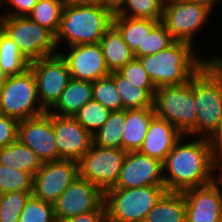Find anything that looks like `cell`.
Segmentation results:
<instances>
[{
    "mask_svg": "<svg viewBox=\"0 0 222 222\" xmlns=\"http://www.w3.org/2000/svg\"><path fill=\"white\" fill-rule=\"evenodd\" d=\"M182 135L163 162V179L166 191L183 192L189 188L211 183L216 168L211 158L208 138L183 142Z\"/></svg>",
    "mask_w": 222,
    "mask_h": 222,
    "instance_id": "cell-1",
    "label": "cell"
},
{
    "mask_svg": "<svg viewBox=\"0 0 222 222\" xmlns=\"http://www.w3.org/2000/svg\"><path fill=\"white\" fill-rule=\"evenodd\" d=\"M114 7L66 1L55 34L57 48L64 41L67 46L100 43L104 33L112 26Z\"/></svg>",
    "mask_w": 222,
    "mask_h": 222,
    "instance_id": "cell-2",
    "label": "cell"
},
{
    "mask_svg": "<svg viewBox=\"0 0 222 222\" xmlns=\"http://www.w3.org/2000/svg\"><path fill=\"white\" fill-rule=\"evenodd\" d=\"M192 44L175 41L167 49L138 58L156 88L182 85L207 63L193 52Z\"/></svg>",
    "mask_w": 222,
    "mask_h": 222,
    "instance_id": "cell-3",
    "label": "cell"
},
{
    "mask_svg": "<svg viewBox=\"0 0 222 222\" xmlns=\"http://www.w3.org/2000/svg\"><path fill=\"white\" fill-rule=\"evenodd\" d=\"M155 115L170 122L182 135L196 137V102L193 77L185 84L156 88Z\"/></svg>",
    "mask_w": 222,
    "mask_h": 222,
    "instance_id": "cell-4",
    "label": "cell"
},
{
    "mask_svg": "<svg viewBox=\"0 0 222 222\" xmlns=\"http://www.w3.org/2000/svg\"><path fill=\"white\" fill-rule=\"evenodd\" d=\"M196 135L209 138L222 123V78L206 63L193 76Z\"/></svg>",
    "mask_w": 222,
    "mask_h": 222,
    "instance_id": "cell-5",
    "label": "cell"
},
{
    "mask_svg": "<svg viewBox=\"0 0 222 222\" xmlns=\"http://www.w3.org/2000/svg\"><path fill=\"white\" fill-rule=\"evenodd\" d=\"M165 186L110 188L104 192L107 222H144Z\"/></svg>",
    "mask_w": 222,
    "mask_h": 222,
    "instance_id": "cell-6",
    "label": "cell"
},
{
    "mask_svg": "<svg viewBox=\"0 0 222 222\" xmlns=\"http://www.w3.org/2000/svg\"><path fill=\"white\" fill-rule=\"evenodd\" d=\"M0 29L29 62L58 53L55 35L28 16H0Z\"/></svg>",
    "mask_w": 222,
    "mask_h": 222,
    "instance_id": "cell-7",
    "label": "cell"
},
{
    "mask_svg": "<svg viewBox=\"0 0 222 222\" xmlns=\"http://www.w3.org/2000/svg\"><path fill=\"white\" fill-rule=\"evenodd\" d=\"M0 112L18 121L46 112L39 101L36 79L30 68L9 76L0 88Z\"/></svg>",
    "mask_w": 222,
    "mask_h": 222,
    "instance_id": "cell-8",
    "label": "cell"
},
{
    "mask_svg": "<svg viewBox=\"0 0 222 222\" xmlns=\"http://www.w3.org/2000/svg\"><path fill=\"white\" fill-rule=\"evenodd\" d=\"M126 154L123 149L92 144L78 161L79 176L105 192L116 185Z\"/></svg>",
    "mask_w": 222,
    "mask_h": 222,
    "instance_id": "cell-9",
    "label": "cell"
},
{
    "mask_svg": "<svg viewBox=\"0 0 222 222\" xmlns=\"http://www.w3.org/2000/svg\"><path fill=\"white\" fill-rule=\"evenodd\" d=\"M210 12L209 8L189 1L164 0L161 22L175 41L194 45L193 37L207 23Z\"/></svg>",
    "mask_w": 222,
    "mask_h": 222,
    "instance_id": "cell-10",
    "label": "cell"
},
{
    "mask_svg": "<svg viewBox=\"0 0 222 222\" xmlns=\"http://www.w3.org/2000/svg\"><path fill=\"white\" fill-rule=\"evenodd\" d=\"M42 107L49 111L71 79L66 61L59 53L30 62Z\"/></svg>",
    "mask_w": 222,
    "mask_h": 222,
    "instance_id": "cell-11",
    "label": "cell"
},
{
    "mask_svg": "<svg viewBox=\"0 0 222 222\" xmlns=\"http://www.w3.org/2000/svg\"><path fill=\"white\" fill-rule=\"evenodd\" d=\"M53 205L56 222L95 210H106L104 192L80 176L60 194Z\"/></svg>",
    "mask_w": 222,
    "mask_h": 222,
    "instance_id": "cell-12",
    "label": "cell"
},
{
    "mask_svg": "<svg viewBox=\"0 0 222 222\" xmlns=\"http://www.w3.org/2000/svg\"><path fill=\"white\" fill-rule=\"evenodd\" d=\"M78 176L77 161L60 159L45 162L34 175L32 194L44 202L54 204Z\"/></svg>",
    "mask_w": 222,
    "mask_h": 222,
    "instance_id": "cell-13",
    "label": "cell"
},
{
    "mask_svg": "<svg viewBox=\"0 0 222 222\" xmlns=\"http://www.w3.org/2000/svg\"><path fill=\"white\" fill-rule=\"evenodd\" d=\"M17 139L33 150L43 163L58 160L53 114L48 111L19 121Z\"/></svg>",
    "mask_w": 222,
    "mask_h": 222,
    "instance_id": "cell-14",
    "label": "cell"
},
{
    "mask_svg": "<svg viewBox=\"0 0 222 222\" xmlns=\"http://www.w3.org/2000/svg\"><path fill=\"white\" fill-rule=\"evenodd\" d=\"M165 186L163 162L139 151L127 152L120 175L113 188Z\"/></svg>",
    "mask_w": 222,
    "mask_h": 222,
    "instance_id": "cell-15",
    "label": "cell"
},
{
    "mask_svg": "<svg viewBox=\"0 0 222 222\" xmlns=\"http://www.w3.org/2000/svg\"><path fill=\"white\" fill-rule=\"evenodd\" d=\"M57 50L66 61L73 79L94 82L111 74L100 43L69 45L68 53Z\"/></svg>",
    "mask_w": 222,
    "mask_h": 222,
    "instance_id": "cell-16",
    "label": "cell"
},
{
    "mask_svg": "<svg viewBox=\"0 0 222 222\" xmlns=\"http://www.w3.org/2000/svg\"><path fill=\"white\" fill-rule=\"evenodd\" d=\"M216 178L209 184L183 191L186 203L185 222H220L222 190Z\"/></svg>",
    "mask_w": 222,
    "mask_h": 222,
    "instance_id": "cell-17",
    "label": "cell"
},
{
    "mask_svg": "<svg viewBox=\"0 0 222 222\" xmlns=\"http://www.w3.org/2000/svg\"><path fill=\"white\" fill-rule=\"evenodd\" d=\"M58 160L79 161L93 144L92 135L74 118L53 114Z\"/></svg>",
    "mask_w": 222,
    "mask_h": 222,
    "instance_id": "cell-18",
    "label": "cell"
},
{
    "mask_svg": "<svg viewBox=\"0 0 222 222\" xmlns=\"http://www.w3.org/2000/svg\"><path fill=\"white\" fill-rule=\"evenodd\" d=\"M182 134L165 119L152 118L139 152L164 162Z\"/></svg>",
    "mask_w": 222,
    "mask_h": 222,
    "instance_id": "cell-19",
    "label": "cell"
},
{
    "mask_svg": "<svg viewBox=\"0 0 222 222\" xmlns=\"http://www.w3.org/2000/svg\"><path fill=\"white\" fill-rule=\"evenodd\" d=\"M154 116V108L125 110V125L122 134V149L124 151H139Z\"/></svg>",
    "mask_w": 222,
    "mask_h": 222,
    "instance_id": "cell-20",
    "label": "cell"
},
{
    "mask_svg": "<svg viewBox=\"0 0 222 222\" xmlns=\"http://www.w3.org/2000/svg\"><path fill=\"white\" fill-rule=\"evenodd\" d=\"M122 101V110L154 108V84H133L118 71L111 72Z\"/></svg>",
    "mask_w": 222,
    "mask_h": 222,
    "instance_id": "cell-21",
    "label": "cell"
},
{
    "mask_svg": "<svg viewBox=\"0 0 222 222\" xmlns=\"http://www.w3.org/2000/svg\"><path fill=\"white\" fill-rule=\"evenodd\" d=\"M92 99V82L71 78L59 100L48 112L59 116H74Z\"/></svg>",
    "mask_w": 222,
    "mask_h": 222,
    "instance_id": "cell-22",
    "label": "cell"
},
{
    "mask_svg": "<svg viewBox=\"0 0 222 222\" xmlns=\"http://www.w3.org/2000/svg\"><path fill=\"white\" fill-rule=\"evenodd\" d=\"M103 56L110 72L118 71L135 58L134 52L112 25L100 40Z\"/></svg>",
    "mask_w": 222,
    "mask_h": 222,
    "instance_id": "cell-23",
    "label": "cell"
},
{
    "mask_svg": "<svg viewBox=\"0 0 222 222\" xmlns=\"http://www.w3.org/2000/svg\"><path fill=\"white\" fill-rule=\"evenodd\" d=\"M186 203L182 192L165 191L144 222H185Z\"/></svg>",
    "mask_w": 222,
    "mask_h": 222,
    "instance_id": "cell-24",
    "label": "cell"
},
{
    "mask_svg": "<svg viewBox=\"0 0 222 222\" xmlns=\"http://www.w3.org/2000/svg\"><path fill=\"white\" fill-rule=\"evenodd\" d=\"M0 164L25 171L34 177L44 163L33 150L17 139L0 148Z\"/></svg>",
    "mask_w": 222,
    "mask_h": 222,
    "instance_id": "cell-25",
    "label": "cell"
},
{
    "mask_svg": "<svg viewBox=\"0 0 222 222\" xmlns=\"http://www.w3.org/2000/svg\"><path fill=\"white\" fill-rule=\"evenodd\" d=\"M159 23L152 19L113 16L112 25L120 32L123 40L135 53L144 49V40L150 31Z\"/></svg>",
    "mask_w": 222,
    "mask_h": 222,
    "instance_id": "cell-26",
    "label": "cell"
},
{
    "mask_svg": "<svg viewBox=\"0 0 222 222\" xmlns=\"http://www.w3.org/2000/svg\"><path fill=\"white\" fill-rule=\"evenodd\" d=\"M164 0H116L114 16L162 21Z\"/></svg>",
    "mask_w": 222,
    "mask_h": 222,
    "instance_id": "cell-27",
    "label": "cell"
},
{
    "mask_svg": "<svg viewBox=\"0 0 222 222\" xmlns=\"http://www.w3.org/2000/svg\"><path fill=\"white\" fill-rule=\"evenodd\" d=\"M125 110L111 111L102 127L92 135L93 144L105 148L122 149Z\"/></svg>",
    "mask_w": 222,
    "mask_h": 222,
    "instance_id": "cell-28",
    "label": "cell"
},
{
    "mask_svg": "<svg viewBox=\"0 0 222 222\" xmlns=\"http://www.w3.org/2000/svg\"><path fill=\"white\" fill-rule=\"evenodd\" d=\"M29 65L17 45L0 29V68L8 76H14L23 73Z\"/></svg>",
    "mask_w": 222,
    "mask_h": 222,
    "instance_id": "cell-29",
    "label": "cell"
},
{
    "mask_svg": "<svg viewBox=\"0 0 222 222\" xmlns=\"http://www.w3.org/2000/svg\"><path fill=\"white\" fill-rule=\"evenodd\" d=\"M66 1L67 0H39L28 17L55 35L59 29L61 15Z\"/></svg>",
    "mask_w": 222,
    "mask_h": 222,
    "instance_id": "cell-30",
    "label": "cell"
},
{
    "mask_svg": "<svg viewBox=\"0 0 222 222\" xmlns=\"http://www.w3.org/2000/svg\"><path fill=\"white\" fill-rule=\"evenodd\" d=\"M111 110L95 100H90L74 115V118L94 135L110 116Z\"/></svg>",
    "mask_w": 222,
    "mask_h": 222,
    "instance_id": "cell-31",
    "label": "cell"
},
{
    "mask_svg": "<svg viewBox=\"0 0 222 222\" xmlns=\"http://www.w3.org/2000/svg\"><path fill=\"white\" fill-rule=\"evenodd\" d=\"M33 181L31 174L0 164V194L33 191Z\"/></svg>",
    "mask_w": 222,
    "mask_h": 222,
    "instance_id": "cell-32",
    "label": "cell"
},
{
    "mask_svg": "<svg viewBox=\"0 0 222 222\" xmlns=\"http://www.w3.org/2000/svg\"><path fill=\"white\" fill-rule=\"evenodd\" d=\"M92 98L111 111L122 110L119 91L110 75L92 82Z\"/></svg>",
    "mask_w": 222,
    "mask_h": 222,
    "instance_id": "cell-33",
    "label": "cell"
},
{
    "mask_svg": "<svg viewBox=\"0 0 222 222\" xmlns=\"http://www.w3.org/2000/svg\"><path fill=\"white\" fill-rule=\"evenodd\" d=\"M33 191L0 194V222H18L20 214Z\"/></svg>",
    "mask_w": 222,
    "mask_h": 222,
    "instance_id": "cell-34",
    "label": "cell"
},
{
    "mask_svg": "<svg viewBox=\"0 0 222 222\" xmlns=\"http://www.w3.org/2000/svg\"><path fill=\"white\" fill-rule=\"evenodd\" d=\"M18 222H56L54 205L44 202L32 194L27 200Z\"/></svg>",
    "mask_w": 222,
    "mask_h": 222,
    "instance_id": "cell-35",
    "label": "cell"
},
{
    "mask_svg": "<svg viewBox=\"0 0 222 222\" xmlns=\"http://www.w3.org/2000/svg\"><path fill=\"white\" fill-rule=\"evenodd\" d=\"M175 40L172 38L169 31L162 22H159L146 36L144 40V49H138L134 55L135 57H143L152 55L167 49Z\"/></svg>",
    "mask_w": 222,
    "mask_h": 222,
    "instance_id": "cell-36",
    "label": "cell"
},
{
    "mask_svg": "<svg viewBox=\"0 0 222 222\" xmlns=\"http://www.w3.org/2000/svg\"><path fill=\"white\" fill-rule=\"evenodd\" d=\"M118 72L133 84H153L138 58L128 62Z\"/></svg>",
    "mask_w": 222,
    "mask_h": 222,
    "instance_id": "cell-37",
    "label": "cell"
},
{
    "mask_svg": "<svg viewBox=\"0 0 222 222\" xmlns=\"http://www.w3.org/2000/svg\"><path fill=\"white\" fill-rule=\"evenodd\" d=\"M19 121L0 112V148L17 140Z\"/></svg>",
    "mask_w": 222,
    "mask_h": 222,
    "instance_id": "cell-38",
    "label": "cell"
},
{
    "mask_svg": "<svg viewBox=\"0 0 222 222\" xmlns=\"http://www.w3.org/2000/svg\"><path fill=\"white\" fill-rule=\"evenodd\" d=\"M39 0H3V5L8 4L9 6L13 7L12 10L9 13L3 14L1 16H15V17H25L28 16L32 10L33 7L37 4Z\"/></svg>",
    "mask_w": 222,
    "mask_h": 222,
    "instance_id": "cell-39",
    "label": "cell"
},
{
    "mask_svg": "<svg viewBox=\"0 0 222 222\" xmlns=\"http://www.w3.org/2000/svg\"><path fill=\"white\" fill-rule=\"evenodd\" d=\"M208 139L213 165L216 169H219L222 166V123Z\"/></svg>",
    "mask_w": 222,
    "mask_h": 222,
    "instance_id": "cell-40",
    "label": "cell"
},
{
    "mask_svg": "<svg viewBox=\"0 0 222 222\" xmlns=\"http://www.w3.org/2000/svg\"><path fill=\"white\" fill-rule=\"evenodd\" d=\"M59 222H107L106 210H95L92 212L79 214Z\"/></svg>",
    "mask_w": 222,
    "mask_h": 222,
    "instance_id": "cell-41",
    "label": "cell"
},
{
    "mask_svg": "<svg viewBox=\"0 0 222 222\" xmlns=\"http://www.w3.org/2000/svg\"><path fill=\"white\" fill-rule=\"evenodd\" d=\"M72 3L99 5V6H115L116 0H67Z\"/></svg>",
    "mask_w": 222,
    "mask_h": 222,
    "instance_id": "cell-42",
    "label": "cell"
},
{
    "mask_svg": "<svg viewBox=\"0 0 222 222\" xmlns=\"http://www.w3.org/2000/svg\"><path fill=\"white\" fill-rule=\"evenodd\" d=\"M207 60V64L222 78V58L218 55Z\"/></svg>",
    "mask_w": 222,
    "mask_h": 222,
    "instance_id": "cell-43",
    "label": "cell"
},
{
    "mask_svg": "<svg viewBox=\"0 0 222 222\" xmlns=\"http://www.w3.org/2000/svg\"><path fill=\"white\" fill-rule=\"evenodd\" d=\"M199 5H203L213 11L214 5L218 0H185Z\"/></svg>",
    "mask_w": 222,
    "mask_h": 222,
    "instance_id": "cell-44",
    "label": "cell"
},
{
    "mask_svg": "<svg viewBox=\"0 0 222 222\" xmlns=\"http://www.w3.org/2000/svg\"><path fill=\"white\" fill-rule=\"evenodd\" d=\"M9 76L0 68V88L8 80Z\"/></svg>",
    "mask_w": 222,
    "mask_h": 222,
    "instance_id": "cell-45",
    "label": "cell"
},
{
    "mask_svg": "<svg viewBox=\"0 0 222 222\" xmlns=\"http://www.w3.org/2000/svg\"><path fill=\"white\" fill-rule=\"evenodd\" d=\"M219 171L221 172L220 174H217V179L221 182L222 184V166L219 168Z\"/></svg>",
    "mask_w": 222,
    "mask_h": 222,
    "instance_id": "cell-46",
    "label": "cell"
},
{
    "mask_svg": "<svg viewBox=\"0 0 222 222\" xmlns=\"http://www.w3.org/2000/svg\"><path fill=\"white\" fill-rule=\"evenodd\" d=\"M3 0H0V8L2 9L3 8Z\"/></svg>",
    "mask_w": 222,
    "mask_h": 222,
    "instance_id": "cell-47",
    "label": "cell"
}]
</instances>
